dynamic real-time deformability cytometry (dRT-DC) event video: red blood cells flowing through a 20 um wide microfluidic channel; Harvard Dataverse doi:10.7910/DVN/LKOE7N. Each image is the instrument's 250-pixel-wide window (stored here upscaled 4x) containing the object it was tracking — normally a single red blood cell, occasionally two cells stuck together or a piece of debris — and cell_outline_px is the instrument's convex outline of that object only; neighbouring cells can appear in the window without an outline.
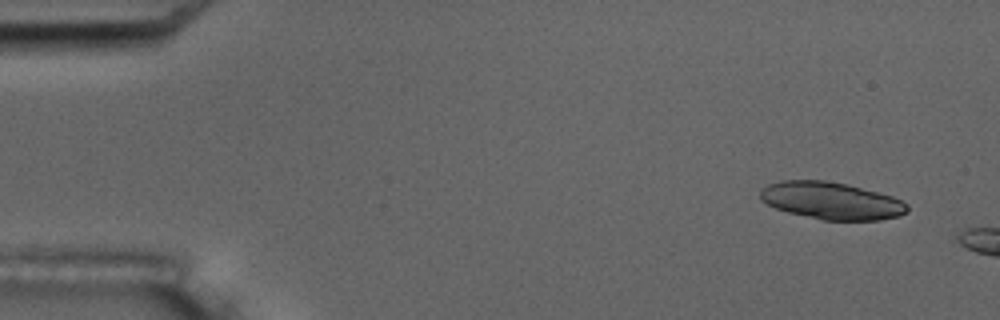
{"species": "common noctule bat (a hibernating species)", "species_latin": "Nyctalus noctula", "temperature_condition": "room temperature", "stored_images_in_passage": 3, "camera_frame_rate_fps": 3000, "um_per_image_px": 0.085, "animal": {"sex": "male", "body_mass_g": 17.5, "forearm_length_mm": 52.3}, "frame": {"image": 1, "passage_image": 1, "time_ms": 0.0, "image_size_px": [1000, 320], "cell_outline_px": [[908, 212], [900, 216], [880, 220], [820, 220], [788, 212], [776, 208], [760, 200], [760, 188], [768, 184], [780, 180], [824, 180], [848, 184], [892, 196], [908, 204]], "centroid_in_image_um": [70.65, 17.06], "position_along_channel_um": 14.3, "area_um2": 32.14}}